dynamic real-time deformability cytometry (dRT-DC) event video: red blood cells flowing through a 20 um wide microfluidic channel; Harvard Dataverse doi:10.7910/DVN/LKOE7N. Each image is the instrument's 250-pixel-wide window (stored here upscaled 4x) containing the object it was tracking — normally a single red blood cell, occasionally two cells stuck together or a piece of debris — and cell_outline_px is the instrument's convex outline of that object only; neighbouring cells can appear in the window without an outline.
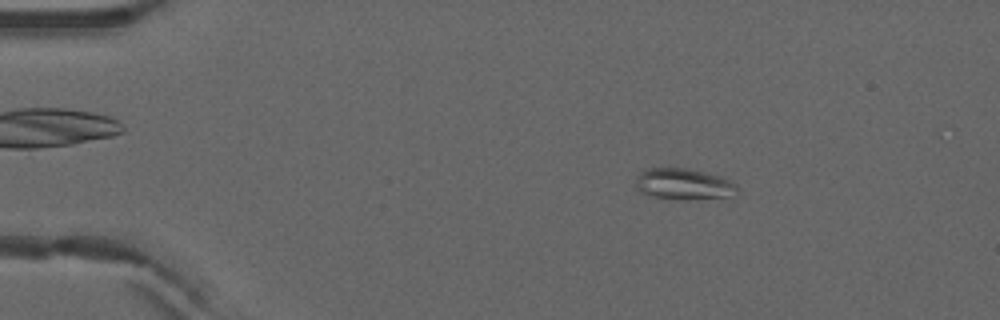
{"species": "common noctule bat (a hibernating species)", "species_latin": "Nyctalus noctula", "temperature_condition": "warm", "stored_images_in_passage": 4, "camera_frame_rate_fps": 3000, "um_per_image_px": 0.085, "animal": {"sex": "male", "forearm_length_mm": 52.5}, "frame": {"image": 1, "passage_image": 2, "time_ms": 0.333, "image_size_px": [1000, 320], "cell_outline_px": [[740, 192], [736, 196], [688, 200], [680, 200], [656, 196], [640, 192], [636, 188], [636, 180], [640, 172], [648, 168], [688, 168], [720, 176], [736, 184]], "centroid_in_image_um": [58.17, 15.66], "position_along_channel_um": 26.8, "area_um2": 18.61}}
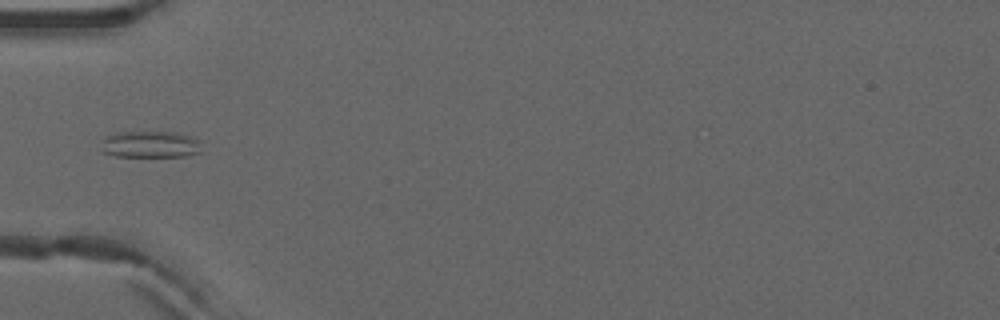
{"frame": {"image": 2, "passage_image": 4, "time_ms": 1.0, "image_size_px": [1000, 320], "cell_outline_px": [[200, 152], [188, 156], [116, 156], [100, 152], [104, 136], [116, 132], [176, 132], [192, 136], [200, 140]], "centroid_in_image_um": [12.76, 12.27], "position_along_channel_um": 72.2, "area_um2": 15.84}}